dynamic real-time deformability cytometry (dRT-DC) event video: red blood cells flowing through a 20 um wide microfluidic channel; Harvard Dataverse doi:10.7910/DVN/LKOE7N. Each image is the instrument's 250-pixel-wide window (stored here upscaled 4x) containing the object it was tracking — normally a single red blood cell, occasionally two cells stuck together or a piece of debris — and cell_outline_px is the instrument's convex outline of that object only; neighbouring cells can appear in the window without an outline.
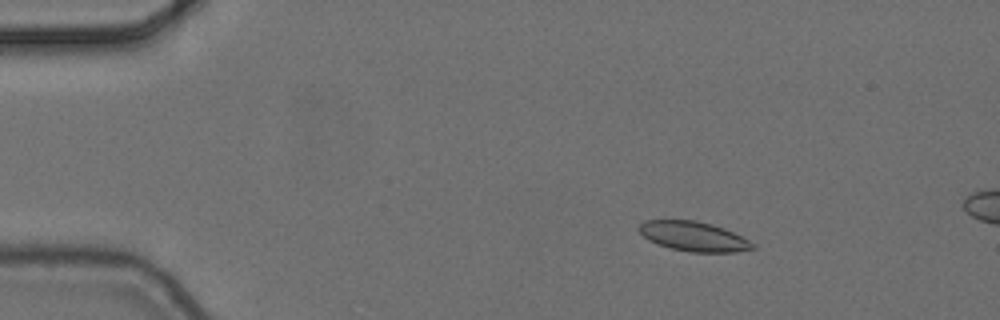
{"species": "common noctule bat (a hibernating species)", "species_latin": "Nyctalus noctula", "temperature_condition": "cold", "stored_images_in_passage": 6, "camera_frame_rate_fps": 3000, "um_per_image_px": 0.085, "animal": {"sex": "female", "body_mass_g": 24.6, "forearm_length_mm": 56.2}, "frame": {"image": 1, "passage_image": 3, "time_ms": 0.667, "image_size_px": [1000, 320], "cell_outline_px": [[756, 248], [736, 252], [688, 252], [672, 248], [648, 240], [636, 228], [644, 220], [696, 220], [712, 224], [724, 228], [756, 244]], "centroid_in_image_um": [58.96, 20.09], "position_along_channel_um": 26.0, "area_um2": 19.59}}